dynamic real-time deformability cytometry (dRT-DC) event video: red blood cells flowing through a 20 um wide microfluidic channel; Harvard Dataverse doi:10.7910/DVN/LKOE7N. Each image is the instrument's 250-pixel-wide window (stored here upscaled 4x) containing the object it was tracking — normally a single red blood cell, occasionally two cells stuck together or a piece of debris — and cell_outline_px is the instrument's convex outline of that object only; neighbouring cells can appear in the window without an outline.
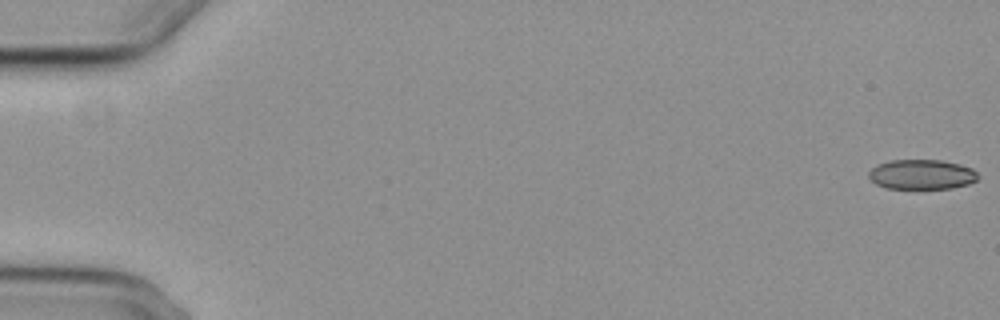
{"species": "common noctule bat (a hibernating species)", "species_latin": "Nyctalus noctula", "temperature_condition": "cold", "stored_images_in_passage": 6, "camera_frame_rate_fps": 3000, "um_per_image_px": 0.085, "animal": {"sex": "female", "body_mass_g": 29.2, "forearm_length_mm": 56.3}, "frame": {"image": 1, "passage_image": 1, "time_ms": 0.0, "image_size_px": [1000, 320], "cell_outline_px": [[976, 180], [968, 184], [952, 188], [888, 188], [876, 184], [868, 176], [868, 172], [876, 164], [892, 160], [940, 160], [960, 164], [972, 168], [976, 172]], "centroid_in_image_um": [78.32, 14.82], "position_along_channel_um": 6.7, "area_um2": 18.84}}
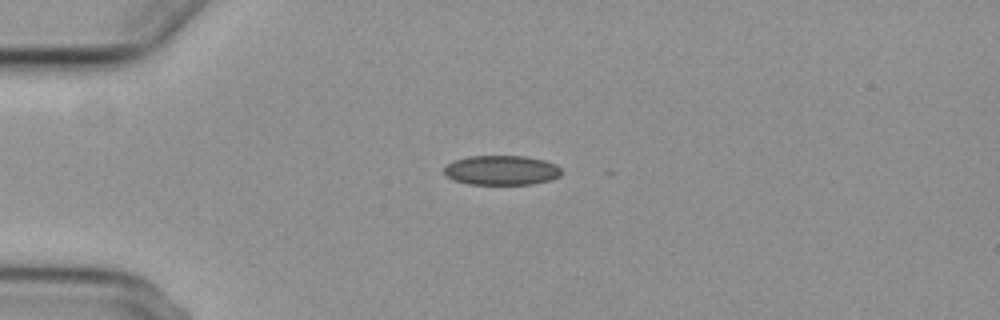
{"frame": {"image": 2, "passage_image": 5, "time_ms": 4.667, "image_size_px": [1000, 320], "cell_outline_px": [[560, 176], [552, 180], [532, 184], [468, 184], [452, 180], [444, 176], [444, 164], [452, 160], [468, 156], [524, 156], [544, 160], [556, 164], [560, 168]], "centroid_in_image_um": [42.57, 14.47], "position_along_channel_um": 42.4, "area_um2": 20.58}}